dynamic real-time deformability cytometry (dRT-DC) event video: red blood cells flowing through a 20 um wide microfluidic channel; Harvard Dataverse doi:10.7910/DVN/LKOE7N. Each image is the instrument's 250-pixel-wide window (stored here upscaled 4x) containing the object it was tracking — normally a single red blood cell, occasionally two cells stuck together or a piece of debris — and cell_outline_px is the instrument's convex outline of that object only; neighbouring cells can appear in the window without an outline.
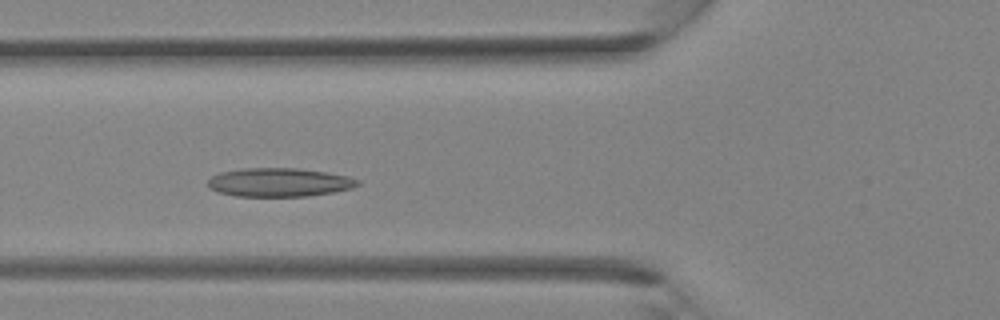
{"species": "Egyptian fruit bat (a non-hibernating species)", "species_latin": "Rousettus aegyptiacus", "temperature_condition": "room temperature", "stored_images_in_passage": 34, "camera_frame_rate_fps": 3000, "um_per_image_px": 0.085, "animal": {"sex": "female"}, "frame": {"image": 1, "passage_image": 11, "time_ms": 3.333, "image_size_px": [1000, 320], "cell_outline_px": [[360, 184], [352, 188], [332, 192], [308, 196], [236, 196], [220, 192], [208, 188], [208, 180], [212, 176], [220, 172], [244, 168], [296, 168], [328, 172], [348, 176], [360, 180]], "centroid_in_image_um": [23.75, 15.49], "position_along_channel_um": 102.1, "area_um2": 25.03}}
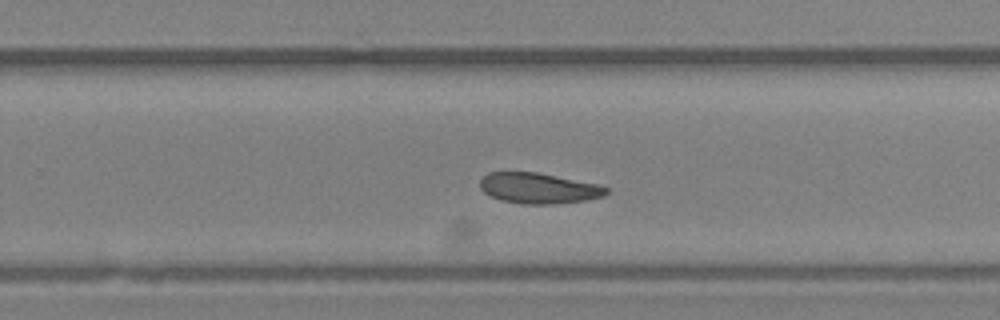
{"frame": {"image": 2, "passage_image": 21, "time_ms": 6.667, "image_size_px": [1000, 320], "cell_outline_px": [[608, 192], [604, 196], [584, 200], [556, 204], [524, 204], [500, 200], [484, 192], [480, 188], [480, 180], [488, 172], [536, 172], [600, 184], [608, 188]], "centroid_in_image_um": [45.79, 15.99], "position_along_channel_um": 284.0, "area_um2": 22.54}}
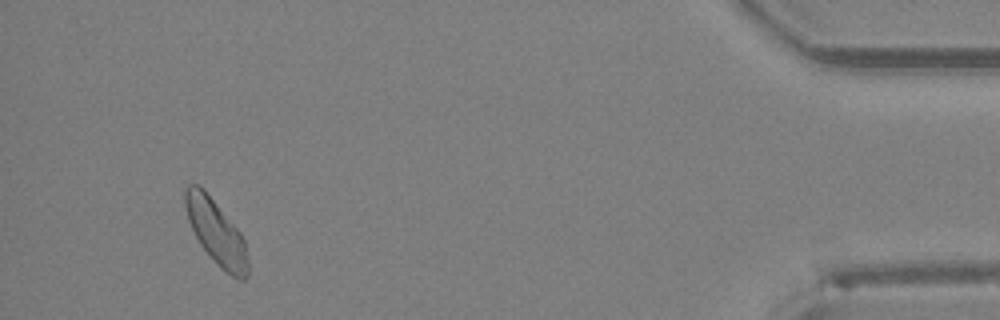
{"frame": {"image": 3, "passage_image": 32, "time_ms": 10.333, "image_size_px": [1000, 320], "cell_outline_px": [[248, 276], [244, 280], [240, 280], [232, 276], [220, 268], [216, 264], [200, 244], [188, 220], [184, 204], [184, 188], [188, 184], [196, 184], [204, 188], [240, 232], [244, 240], [248, 260]], "centroid_in_image_um": [18.36, 19.73], "position_along_channel_um": 416.8, "area_um2": 23.64}}